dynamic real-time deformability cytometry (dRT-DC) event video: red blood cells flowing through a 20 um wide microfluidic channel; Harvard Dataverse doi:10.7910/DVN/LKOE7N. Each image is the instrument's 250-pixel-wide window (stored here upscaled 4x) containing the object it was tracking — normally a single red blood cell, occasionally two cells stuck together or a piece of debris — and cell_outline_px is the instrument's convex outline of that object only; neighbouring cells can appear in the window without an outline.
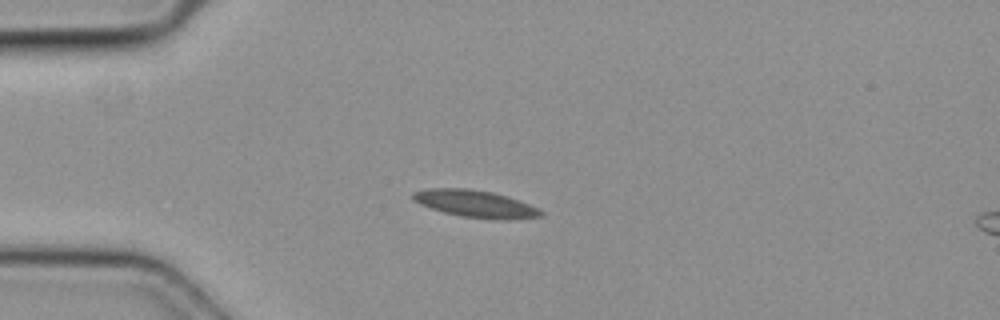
{"species": "common noctule bat (a hibernating species)", "species_latin": "Nyctalus noctula", "temperature_condition": "cold", "stored_images_in_passage": 37, "camera_frame_rate_fps": 3000, "um_per_image_px": 0.085, "animal": {"sex": "female", "body_mass_g": 19.3, "forearm_length_mm": 54.1}, "frame": {"image": 1, "passage_image": 1, "time_ms": 0.0, "image_size_px": [1000, 320], "cell_outline_px": [[544, 216], [516, 220], [508, 220], [460, 216], [444, 212], [420, 204], [412, 200], [412, 192], [428, 188], [468, 188], [492, 192], [508, 196], [540, 208], [544, 212]], "centroid_in_image_um": [40.46, 17.32], "position_along_channel_um": 44.5, "area_um2": 20.46}}
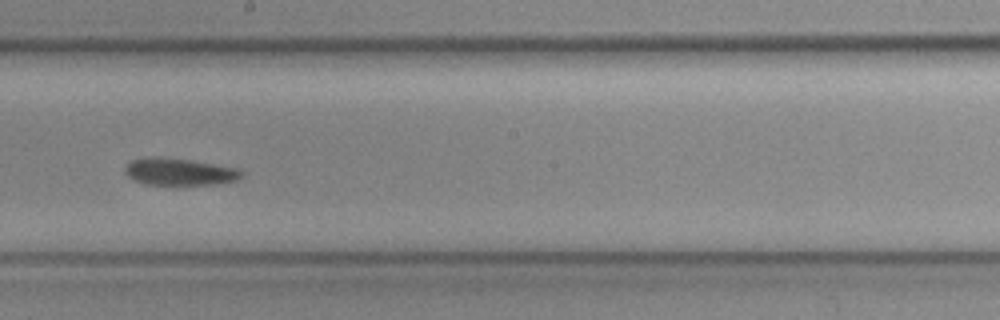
{"frame": {"image": 2, "passage_image": 16, "time_ms": 5.0, "image_size_px": [1000, 320], "cell_outline_px": [[244, 176], [236, 180], [212, 184], [172, 188], [144, 184], [128, 176], [124, 172], [124, 168], [132, 160], [152, 156], [156, 156], [188, 160], [236, 168], [244, 172]], "centroid_in_image_um": [15.22, 14.65], "position_along_channel_um": 233.0, "area_um2": 19.02}}
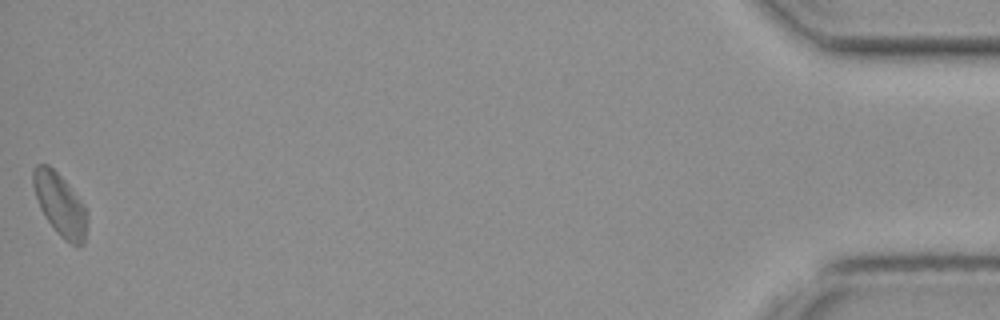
{"frame": {"image": 3, "passage_image": 37, "time_ms": 12.0, "image_size_px": [1000, 320], "cell_outline_px": [[88, 220], [84, 244], [76, 248], [64, 240], [56, 232], [44, 216], [40, 208], [32, 184], [32, 172], [36, 164], [48, 164], [64, 180], [84, 204], [88, 212]], "centroid_in_image_um": [5.12, 17.43], "position_along_channel_um": 430.1, "area_um2": 19.88}}